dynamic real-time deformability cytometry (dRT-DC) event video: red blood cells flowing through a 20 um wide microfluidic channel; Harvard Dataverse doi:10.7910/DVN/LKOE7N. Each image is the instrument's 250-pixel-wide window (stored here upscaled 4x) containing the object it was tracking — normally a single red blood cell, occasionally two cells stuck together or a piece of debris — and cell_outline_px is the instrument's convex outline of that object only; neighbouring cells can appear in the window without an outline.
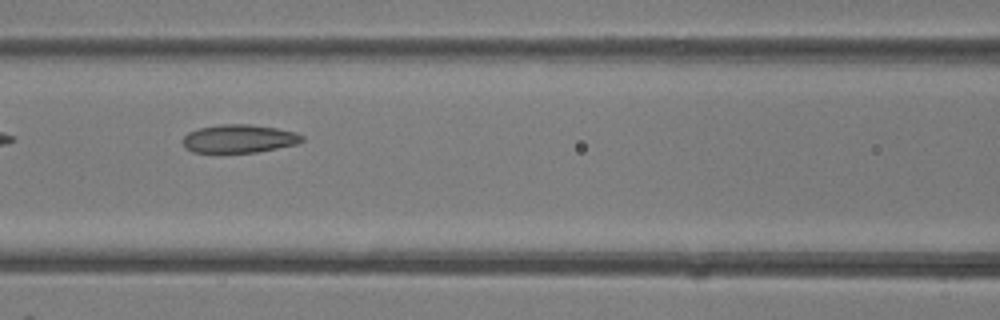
{"species": "common noctule bat (a hibernating species)", "species_latin": "Nyctalus noctula", "temperature_condition": "room temperature", "stored_images_in_passage": 27, "camera_frame_rate_fps": 3000, "um_per_image_px": 0.085, "animal": {"sex": "female"}, "frame": {"image": 1, "passage_image": 5, "time_ms": 1.333, "image_size_px": [1000, 320], "cell_outline_px": [[304, 140], [296, 144], [256, 152], [192, 152], [184, 148], [180, 140], [188, 132], [200, 128], [220, 124], [248, 124], [276, 128], [296, 132], [304, 136]], "centroid_in_image_um": [20.28, 11.78], "position_along_channel_um": 146.3, "area_um2": 19.65}}
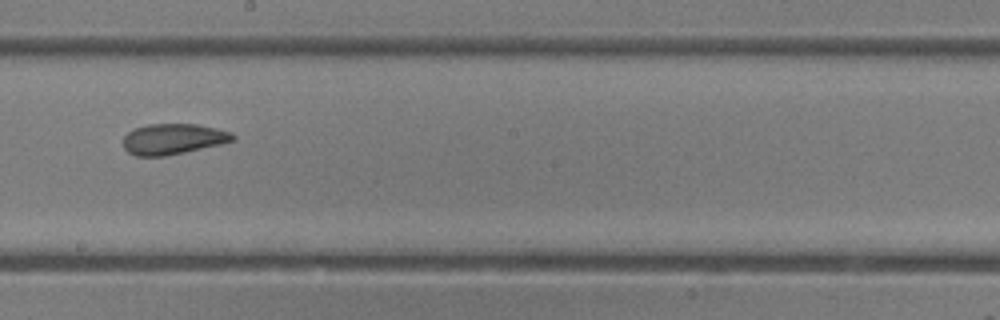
{"frame": {"image": 2, "passage_image": 10, "time_ms": 3.0, "image_size_px": [1000, 320], "cell_outline_px": [[236, 140], [220, 144], [184, 152], [164, 156], [136, 156], [128, 152], [124, 148], [124, 136], [128, 132], [136, 128], [148, 124], [196, 124], [216, 128], [232, 132], [236, 136]], "centroid_in_image_um": [14.73, 11.81], "position_along_channel_um": 233.5, "area_um2": 19.54}}
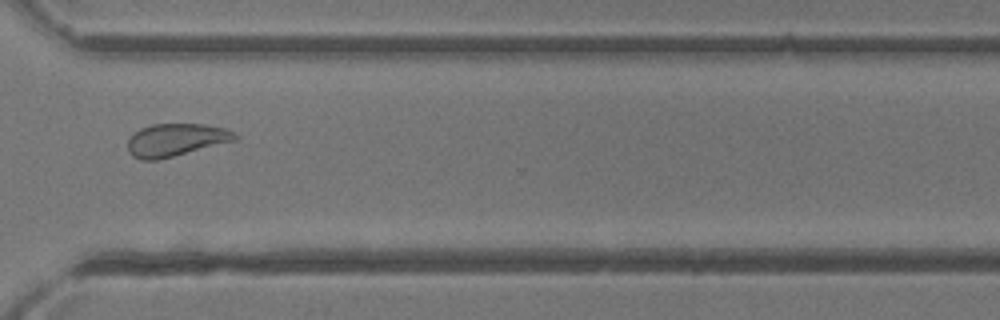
{"frame": {"image": 3, "passage_image": 17, "time_ms": 5.333, "image_size_px": [1000, 320], "cell_outline_px": [[236, 140], [160, 160], [140, 160], [132, 156], [128, 152], [128, 140], [140, 128], [152, 124], [204, 124], [224, 128], [232, 132], [236, 136]], "centroid_in_image_um": [14.91, 11.91], "position_along_channel_um": 355.7, "area_um2": 20.35}}